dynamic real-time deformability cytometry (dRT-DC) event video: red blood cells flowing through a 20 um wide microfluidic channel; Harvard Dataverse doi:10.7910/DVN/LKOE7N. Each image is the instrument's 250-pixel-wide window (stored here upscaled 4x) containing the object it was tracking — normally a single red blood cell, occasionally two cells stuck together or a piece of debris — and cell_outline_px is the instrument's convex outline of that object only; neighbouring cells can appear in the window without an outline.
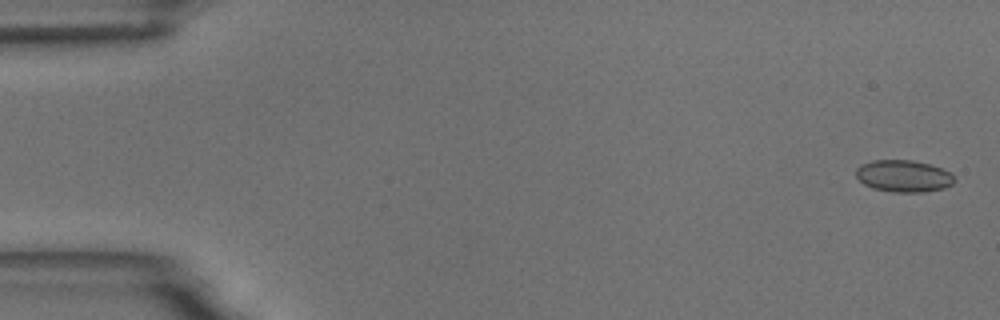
{"species": "common noctule bat (a hibernating species)", "species_latin": "Nyctalus noctula", "temperature_condition": "room temperature", "stored_images_in_passage": 51, "camera_frame_rate_fps": 3000, "um_per_image_px": 0.085, "animal": {"sex": "male", "body_mass_g": 18.8}, "frame": {"image": 1, "passage_image": 2, "time_ms": 0.333, "image_size_px": [1000, 320], "cell_outline_px": [[956, 180], [952, 184], [944, 188], [924, 192], [892, 192], [872, 188], [864, 184], [856, 176], [856, 168], [860, 164], [872, 160], [912, 160], [928, 164], [940, 168], [948, 172]], "centroid_in_image_um": [76.77, 14.97], "position_along_channel_um": 8.2, "area_um2": 18.26}}
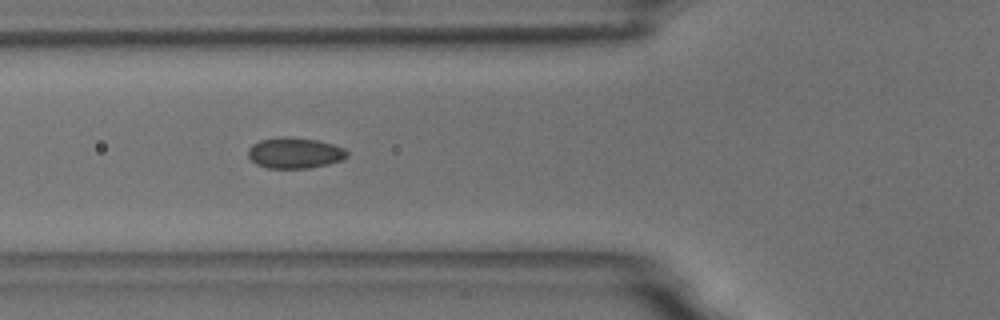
{"frame": {"image": 2, "passage_image": 21, "time_ms": 6.667, "image_size_px": [1000, 320], "cell_outline_px": [[348, 156], [340, 160], [328, 164], [308, 168], [268, 168], [256, 164], [248, 156], [248, 148], [252, 144], [260, 140], [284, 136], [316, 140], [332, 144], [344, 148], [348, 152]], "centroid_in_image_um": [25.03, 13.0], "position_along_channel_um": 100.8, "area_um2": 17.69}}
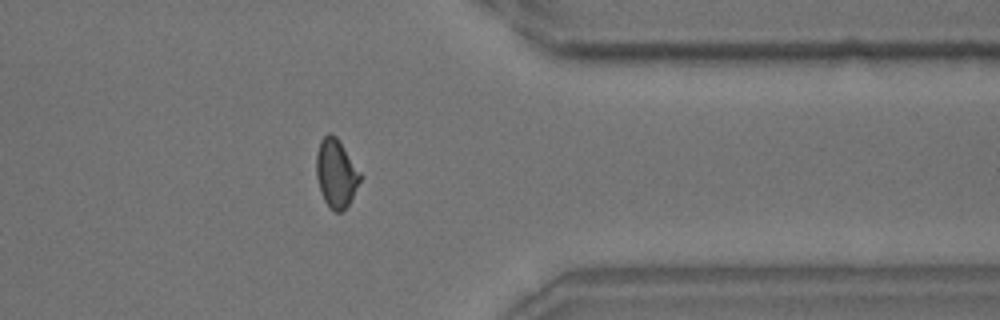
{"frame": {"image": 3, "passage_image": 45, "time_ms": 14.667, "image_size_px": [1000, 320], "cell_outline_px": [[364, 176], [348, 204], [340, 212], [336, 212], [328, 208], [320, 192], [316, 176], [316, 152], [320, 140], [328, 132], [332, 132], [336, 136]], "centroid_in_image_um": [28.57, 14.71], "position_along_channel_um": 382.8, "area_um2": 17.8}}